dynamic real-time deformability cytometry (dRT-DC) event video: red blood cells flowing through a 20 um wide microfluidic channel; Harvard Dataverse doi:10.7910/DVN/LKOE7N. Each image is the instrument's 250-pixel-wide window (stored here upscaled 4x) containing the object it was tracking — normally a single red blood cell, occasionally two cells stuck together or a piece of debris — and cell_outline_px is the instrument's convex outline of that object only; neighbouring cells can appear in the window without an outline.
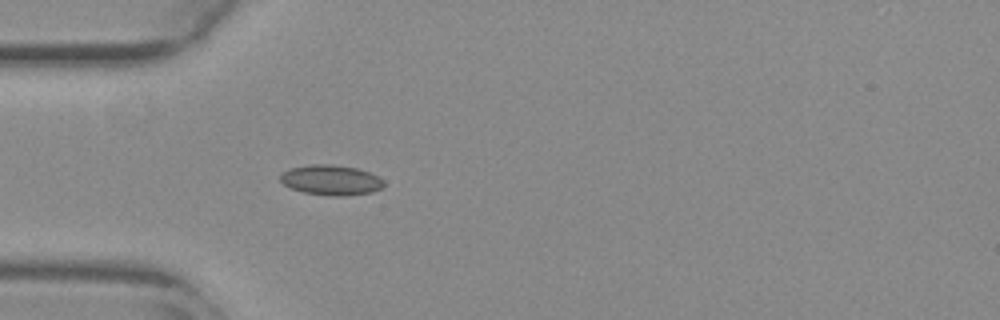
{"species": "common noctule bat (a hibernating species)", "species_latin": "Nyctalus noctula", "temperature_condition": "warm", "stored_images_in_passage": 39, "camera_frame_rate_fps": 3000, "um_per_image_px": 0.085, "animal": {"sex": "female", "body_mass_g": 29.2, "forearm_length_mm": 56.3}, "frame": {"image": 1, "passage_image": 1, "time_ms": 0.0, "image_size_px": [1000, 320], "cell_outline_px": [[384, 184], [380, 188], [372, 192], [344, 196], [332, 196], [304, 192], [292, 188], [284, 184], [280, 180], [280, 172], [288, 168], [308, 164], [332, 164], [356, 168], [368, 172], [384, 180]], "centroid_in_image_um": [28.09, 15.29], "position_along_channel_um": 56.9, "area_um2": 18.21}}
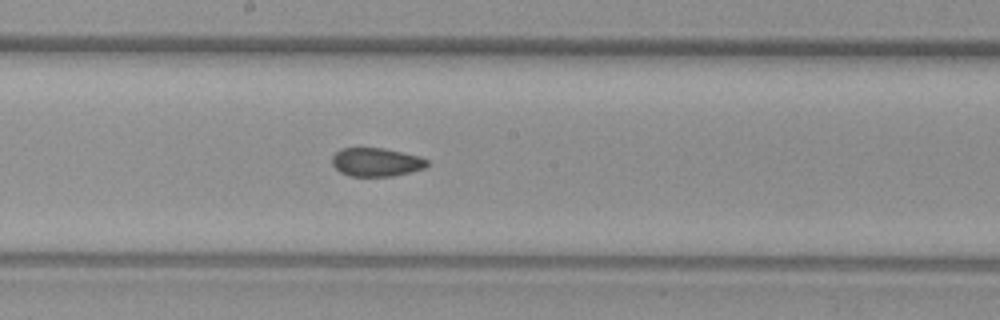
{"frame": {"image": 2, "passage_image": 14, "time_ms": 4.333, "image_size_px": [1000, 320], "cell_outline_px": [[428, 164], [424, 168], [392, 176], [348, 176], [340, 172], [332, 164], [332, 156], [340, 148], [384, 148], [420, 156], [428, 160]], "centroid_in_image_um": [31.96, 13.77], "position_along_channel_um": 216.2, "area_um2": 15.78}}
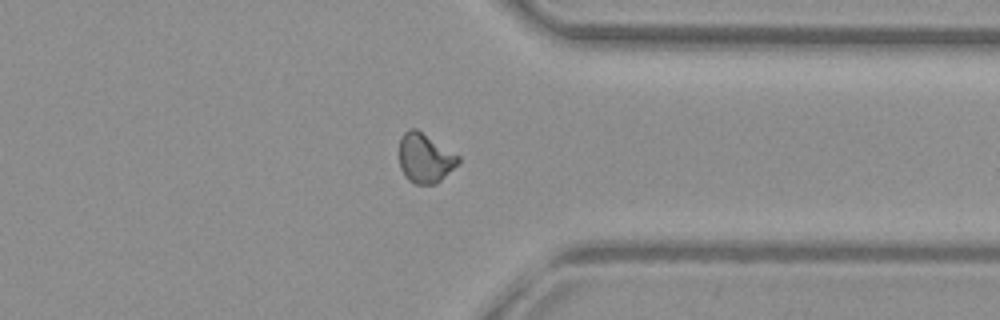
{"frame": {"image": 3, "passage_image": 27, "time_ms": 8.667, "image_size_px": [1000, 320], "cell_outline_px": [[460, 160], [436, 184], [416, 184], [408, 180], [404, 176], [400, 168], [400, 140], [404, 132], [408, 128], [416, 128], [460, 156]], "centroid_in_image_um": [36.1, 13.43], "position_along_channel_um": 375.3, "area_um2": 16.82}, "authors_computed_cell_mechanics": {"area_um2": 16.5308, "velocity_mm_per_s": 3.7827, "shape_relaxation_time_tau1_ms": null, "shape_relaxation_time_tau2_ms": 1.3478, "deformation_change_tau1": null, "deformation_change_tau2": 0.0556}}